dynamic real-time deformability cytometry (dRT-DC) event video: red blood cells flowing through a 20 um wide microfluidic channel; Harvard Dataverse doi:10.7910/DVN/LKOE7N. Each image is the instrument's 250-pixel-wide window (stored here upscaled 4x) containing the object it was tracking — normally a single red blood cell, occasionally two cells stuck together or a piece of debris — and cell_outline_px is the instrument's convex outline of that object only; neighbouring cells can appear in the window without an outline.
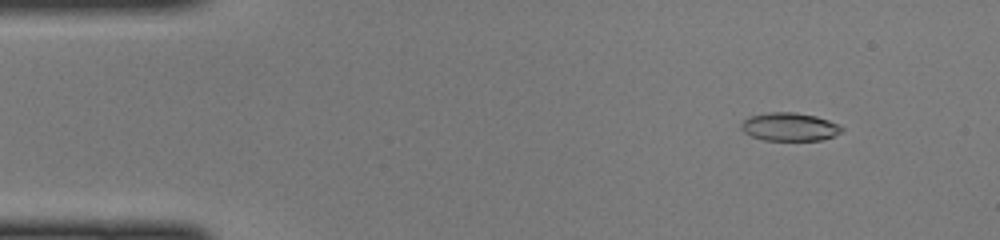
{"species": "common noctule bat (a hibernating species)", "species_latin": "Nyctalus noctula", "temperature_condition": "cold", "stored_images_in_passage": 47, "camera_frame_rate_fps": 3000, "um_per_image_px": 0.085, "animal": {"sex": "female", "body_mass_g": 22.0, "forearm_length_mm": 56.7}, "frame": {"image": 1, "passage_image": 5, "time_ms": 1.333, "image_size_px": [1000, 240], "cell_outline_px": [[844, 128], [840, 132], [832, 136], [820, 140], [764, 140], [752, 136], [744, 132], [740, 128], [740, 124], [748, 116], [768, 112], [796, 112], [816, 116], [840, 124]], "centroid_in_image_um": [67.09, 10.77], "position_along_channel_um": 17.9, "area_um2": 16.59}}
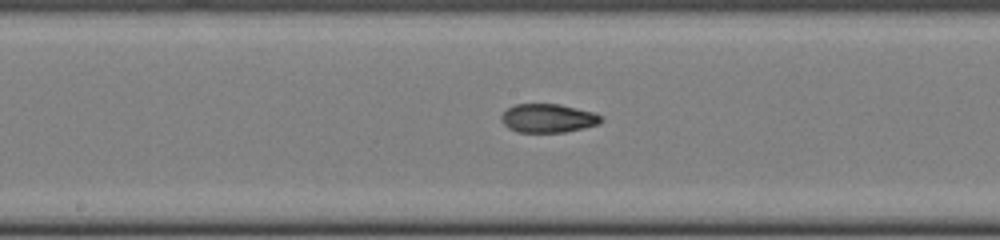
{"frame": {"image": 2, "passage_image": 24, "time_ms": 7.667, "image_size_px": [1000, 240], "cell_outline_px": [[604, 120], [600, 124], [584, 128], [564, 132], [516, 132], [508, 128], [504, 124], [500, 116], [508, 108], [516, 104], [560, 104], [592, 112], [604, 116]], "centroid_in_image_um": [46.62, 10.05], "position_along_channel_um": 201.6, "area_um2": 16.76}}
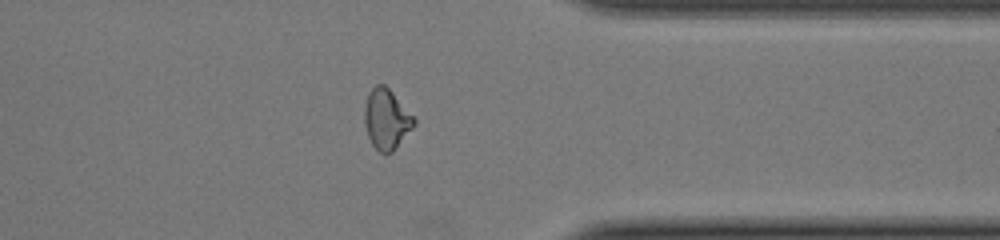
{"frame": {"image": 3, "passage_image": 37, "time_ms": 12.0, "image_size_px": [1000, 240], "cell_outline_px": [[416, 124], [392, 152], [380, 152], [372, 144], [368, 136], [364, 124], [364, 104], [368, 92], [376, 84], [384, 84], [392, 92], [416, 120]], "centroid_in_image_um": [32.82, 10.11], "position_along_channel_um": 378.6, "area_um2": 17.22}}